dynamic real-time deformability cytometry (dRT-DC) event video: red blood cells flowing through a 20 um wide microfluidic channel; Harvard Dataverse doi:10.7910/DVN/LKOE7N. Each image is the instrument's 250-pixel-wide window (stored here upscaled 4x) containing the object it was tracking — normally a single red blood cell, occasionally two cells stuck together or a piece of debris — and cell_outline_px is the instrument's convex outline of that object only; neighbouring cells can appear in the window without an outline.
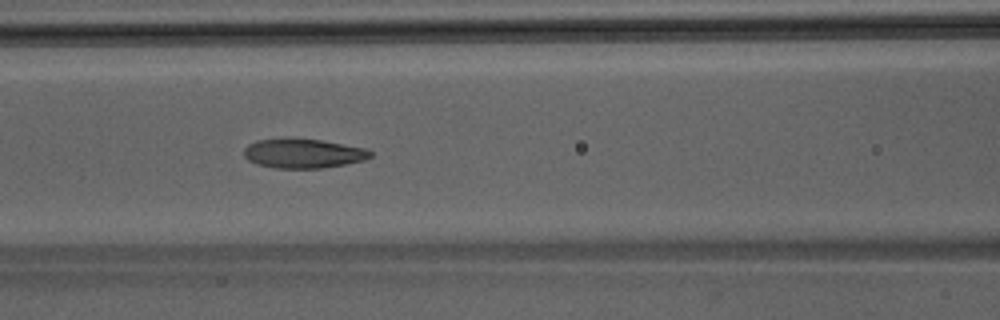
{"species": "Egyptian fruit bat (a non-hibernating species)", "species_latin": "Rousettus aegyptiacus", "temperature_condition": "room temperature", "stored_images_in_passage": 48, "camera_frame_rate_fps": 3000, "um_per_image_px": 0.085, "animal": {"sex": "male"}, "frame": {"image": 1, "passage_image": 21, "time_ms": 6.667, "image_size_px": [1000, 320], "cell_outline_px": [[372, 156], [364, 160], [344, 164], [320, 168], [272, 168], [256, 164], [248, 160], [244, 156], [244, 148], [248, 144], [256, 140], [320, 140], [364, 148], [372, 152]], "centroid_in_image_um": [25.75, 13.07], "position_along_channel_um": 140.9, "area_um2": 21.1}}
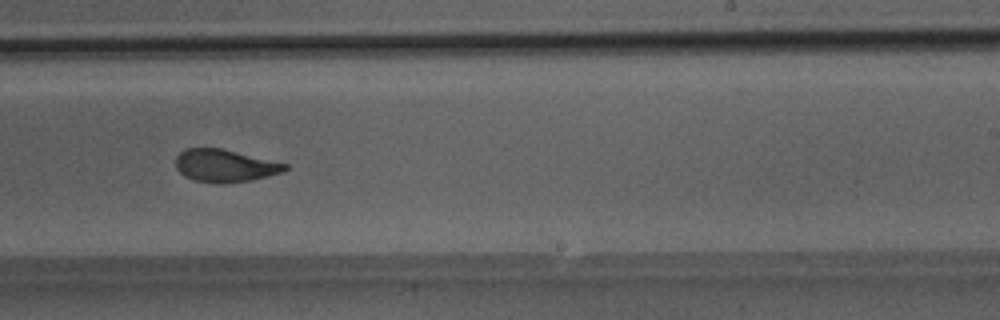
{"frame": {"image": 2, "passage_image": 30, "time_ms": 9.667, "image_size_px": [1000, 320], "cell_outline_px": [[288, 168], [284, 172], [252, 180], [228, 184], [216, 184], [192, 180], [184, 176], [176, 168], [176, 156], [184, 148], [220, 148], [288, 164]], "centroid_in_image_um": [19.1, 14.1], "position_along_channel_um": 269.9, "area_um2": 20.98}}
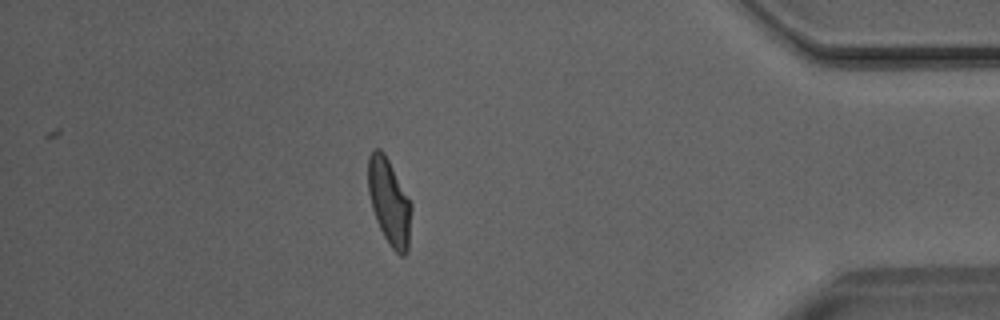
{"frame": {"image": 3, "passage_image": 42, "time_ms": 13.667, "image_size_px": [1000, 320], "cell_outline_px": [[412, 208], [408, 252], [404, 256], [400, 256], [392, 248], [384, 236], [376, 220], [372, 208], [368, 192], [368, 156], [372, 148], [380, 148], [384, 152], [412, 204]], "centroid_in_image_um": [33.08, 17.15], "position_along_channel_um": 402.1, "area_um2": 21.79}}